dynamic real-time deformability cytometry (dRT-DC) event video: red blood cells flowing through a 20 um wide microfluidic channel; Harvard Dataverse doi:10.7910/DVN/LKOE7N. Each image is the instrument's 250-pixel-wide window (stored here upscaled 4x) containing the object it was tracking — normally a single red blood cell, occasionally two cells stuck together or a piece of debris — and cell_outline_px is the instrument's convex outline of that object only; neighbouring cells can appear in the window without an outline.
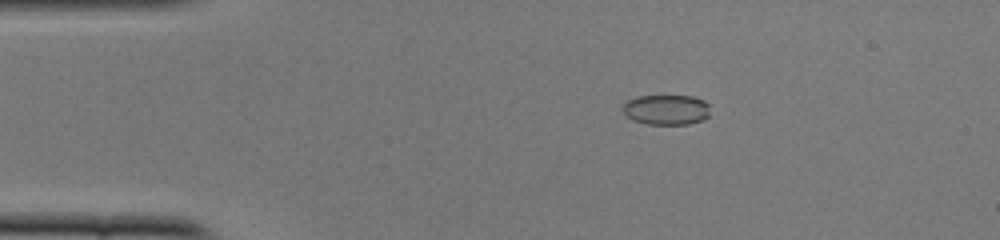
{"species": "common noctule bat (a hibernating species)", "species_latin": "Nyctalus noctula", "temperature_condition": "cold", "stored_images_in_passage": 52, "camera_frame_rate_fps": 3000, "um_per_image_px": 0.085, "animal": {"sex": "female", "body_mass_g": 22.0, "forearm_length_mm": 56.7}, "frame": {"image": 1, "passage_image": 10, "time_ms": 3.0, "image_size_px": [1000, 240], "cell_outline_px": [[708, 116], [700, 120], [688, 124], [648, 124], [632, 120], [624, 116], [620, 108], [628, 100], [636, 96], [692, 96], [704, 100], [708, 104]], "centroid_in_image_um": [56.57, 9.32], "position_along_channel_um": 28.4, "area_um2": 15.43}}
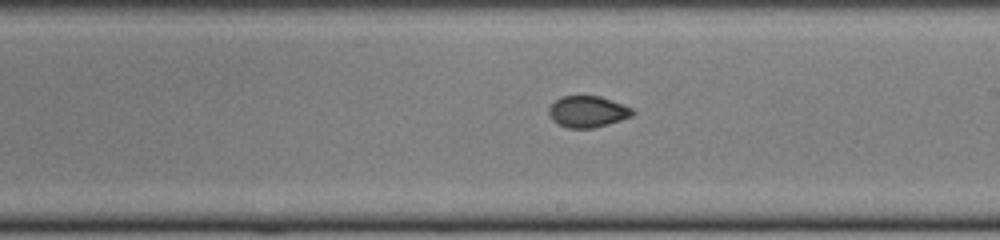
{"frame": {"image": 2, "passage_image": 30, "time_ms": 9.667, "image_size_px": [1000, 240], "cell_outline_px": [[636, 112], [632, 116], [608, 124], [592, 128], [568, 128], [552, 120], [548, 112], [548, 108], [560, 96], [600, 96], [632, 108]], "centroid_in_image_um": [49.94, 9.49], "position_along_channel_um": 239.1, "area_um2": 15.2}}
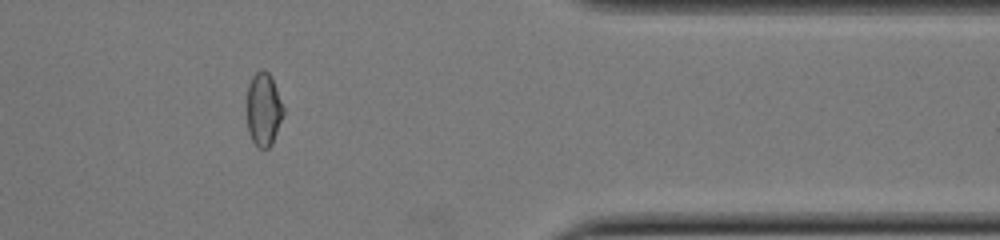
{"frame": {"image": 3, "passage_image": 43, "time_ms": 14.0, "image_size_px": [1000, 240], "cell_outline_px": [[284, 116], [272, 144], [268, 148], [260, 148], [252, 140], [248, 132], [248, 84], [252, 76], [260, 68], [264, 68], [272, 76], [284, 108]], "centroid_in_image_um": [22.43, 9.26], "position_along_channel_um": 389.0, "area_um2": 15.72}, "authors_computed_cell_mechanics": {"area_um2": 15.8083, "velocity_mm_per_s": 3.9315, "shape_relaxation_time_tau1_ms": null, "shape_relaxation_time_tau2_ms": 1.2983, "deformation_change_tau1": null, "deformation_change_tau2": 0.0519}}